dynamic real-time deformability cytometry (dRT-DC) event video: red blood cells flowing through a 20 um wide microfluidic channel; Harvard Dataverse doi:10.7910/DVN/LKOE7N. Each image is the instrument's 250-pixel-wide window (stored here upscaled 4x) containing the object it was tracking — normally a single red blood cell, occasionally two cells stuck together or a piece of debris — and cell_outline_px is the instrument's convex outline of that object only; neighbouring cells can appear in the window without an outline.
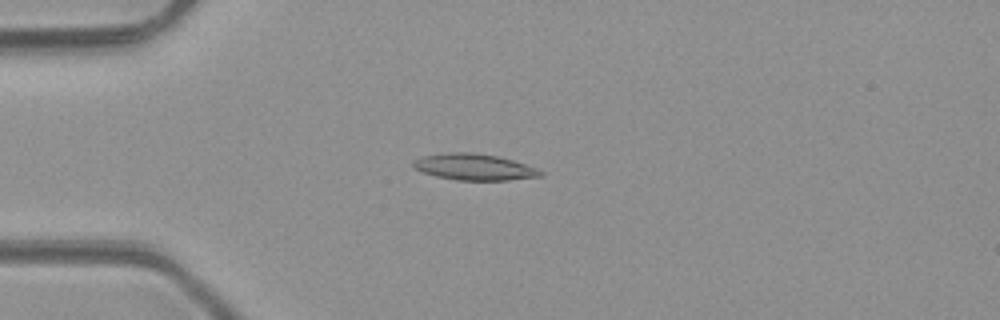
{"species": "common noctule bat (a hibernating species)", "species_latin": "Nyctalus noctula", "temperature_condition": "room temperature", "stored_images_in_passage": 2, "camera_frame_rate_fps": 3000, "um_per_image_px": 0.085, "animal": {"sex": "male", "body_mass_g": 23.1, "forearm_length_mm": 52.7}, "frame": {"image": 1, "passage_image": 2, "time_ms": 1.0, "image_size_px": [1000, 320], "cell_outline_px": [[544, 176], [508, 180], [456, 180], [436, 176], [412, 168], [412, 164], [416, 160], [424, 156], [452, 152], [472, 152], [496, 156], [512, 160], [536, 168], [544, 172]], "centroid_in_image_um": [40.33, 14.2], "position_along_channel_um": 44.7, "area_um2": 19.31}}